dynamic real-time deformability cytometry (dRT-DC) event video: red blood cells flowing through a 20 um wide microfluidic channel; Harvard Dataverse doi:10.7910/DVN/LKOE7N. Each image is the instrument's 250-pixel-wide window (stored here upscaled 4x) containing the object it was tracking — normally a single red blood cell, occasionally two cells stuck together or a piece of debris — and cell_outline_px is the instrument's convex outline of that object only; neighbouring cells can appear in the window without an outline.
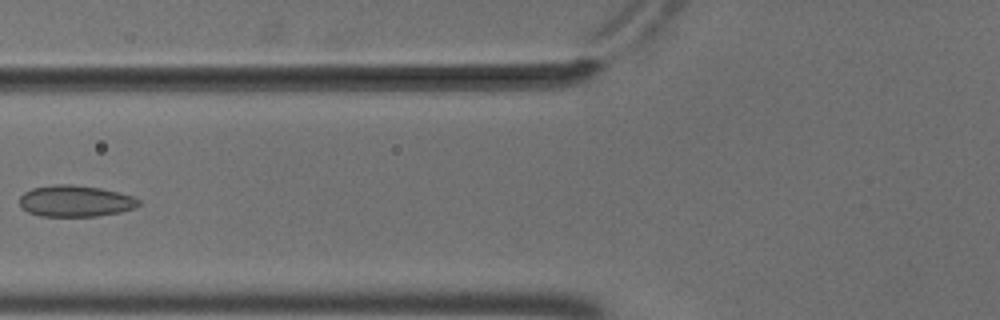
{"species": "common noctule bat (a hibernating species)", "species_latin": "Nyctalus noctula", "temperature_condition": "cold", "stored_images_in_passage": 6, "camera_frame_rate_fps": 3000, "um_per_image_px": 0.085, "animal": {"sex": "male", "body_mass_g": 18.8}, "frame": {"image": 1, "passage_image": 5, "time_ms": 1.333, "image_size_px": [1000, 320], "cell_outline_px": [[140, 204], [136, 208], [120, 212], [96, 216], [40, 216], [28, 212], [20, 204], [20, 196], [24, 192], [32, 188], [52, 184], [72, 184], [100, 188], [132, 196], [140, 200]], "centroid_in_image_um": [6.4, 17.08], "position_along_channel_um": 119.4, "area_um2": 21.79}}
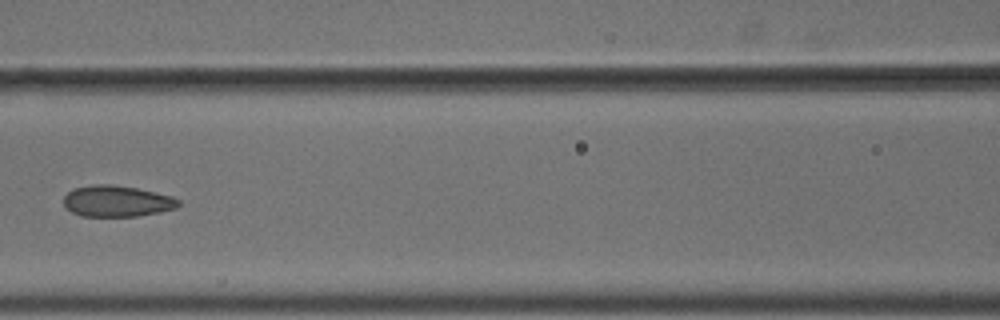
{"frame": {"image": 2, "passage_image": 6, "time_ms": 1.667, "image_size_px": [1000, 320], "cell_outline_px": [[180, 204], [176, 208], [160, 212], [136, 216], [80, 216], [64, 208], [64, 196], [72, 188], [92, 184], [112, 184], [136, 188], [156, 192], [172, 196], [180, 200]], "centroid_in_image_um": [9.91, 17.09], "position_along_channel_um": 156.7, "area_um2": 21.1}}